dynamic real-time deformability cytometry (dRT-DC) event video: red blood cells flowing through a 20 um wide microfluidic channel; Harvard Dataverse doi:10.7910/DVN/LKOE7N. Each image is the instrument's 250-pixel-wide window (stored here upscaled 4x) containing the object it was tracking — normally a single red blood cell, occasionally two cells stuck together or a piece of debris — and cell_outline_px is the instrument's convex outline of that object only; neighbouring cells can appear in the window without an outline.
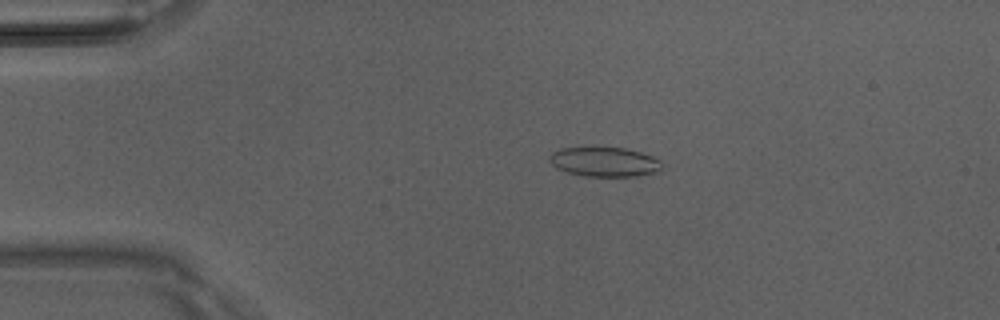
{"species": "Egyptian fruit bat (a non-hibernating species)", "species_latin": "Rousettus aegyptiacus", "temperature_condition": "room temperature", "stored_images_in_passage": 4, "camera_frame_rate_fps": 3000, "um_per_image_px": 0.085, "animal": {"sex": "male"}, "frame": {"image": 1, "passage_image": 2, "time_ms": 0.333, "image_size_px": [1000, 320], "cell_outline_px": [[660, 172], [636, 176], [584, 176], [568, 172], [556, 168], [548, 160], [548, 156], [552, 152], [560, 148], [596, 144], [624, 148], [640, 152], [652, 156], [660, 160]], "centroid_in_image_um": [51.32, 13.7], "position_along_channel_um": 33.7, "area_um2": 20.17}}